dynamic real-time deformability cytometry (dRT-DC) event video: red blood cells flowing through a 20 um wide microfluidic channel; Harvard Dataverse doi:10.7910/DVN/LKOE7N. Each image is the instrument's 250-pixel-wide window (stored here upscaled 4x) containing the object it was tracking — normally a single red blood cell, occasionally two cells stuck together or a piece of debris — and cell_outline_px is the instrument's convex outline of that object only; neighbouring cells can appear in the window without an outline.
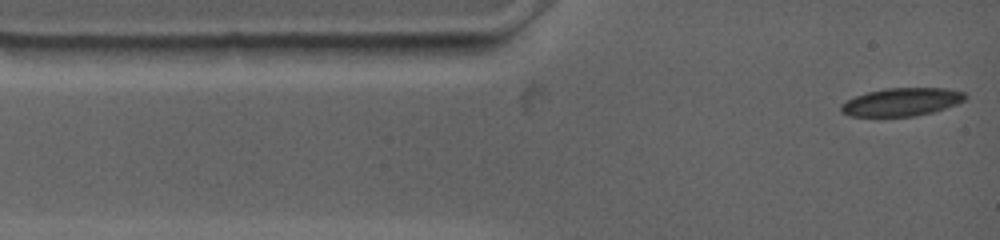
{"species": "common noctule bat (a hibernating species)", "species_latin": "Nyctalus noctula", "temperature_condition": "warm", "stored_images_in_passage": 38, "camera_frame_rate_fps": 4500, "um_per_image_px": 0.085, "animal": {"sex": "female", "body_mass_g": 19.0, "forearm_length_mm": 53.3}, "frame": {"image": 1, "passage_image": 1, "time_ms": 0.0, "image_size_px": [1000, 240], "cell_outline_px": [[968, 96], [964, 100], [956, 104], [932, 112], [916, 116], [852, 116], [840, 112], [840, 104], [856, 96], [868, 92], [884, 88], [944, 88], [964, 92]], "centroid_in_image_um": [76.63, 8.66], "position_along_channel_um": 8.4, "area_um2": 20.17}}
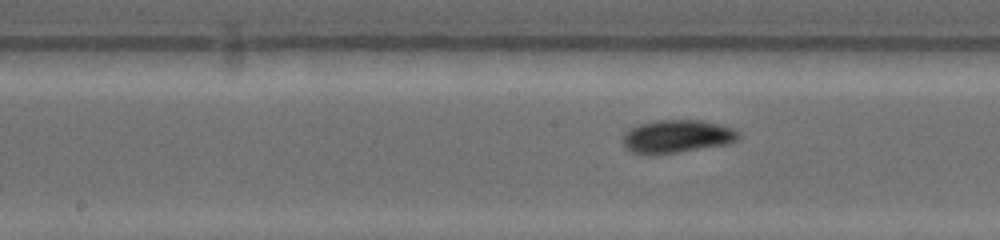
{"frame": {"image": 2, "passage_image": 16, "time_ms": 6.0, "image_size_px": [1000, 240], "cell_outline_px": [[740, 136], [732, 144], [680, 152], [648, 156], [644, 156], [632, 152], [624, 148], [624, 132], [628, 128], [652, 120], [700, 120], [732, 128], [740, 132]], "centroid_in_image_um": [57.51, 11.62], "position_along_channel_um": 190.7, "area_um2": 22.77}}
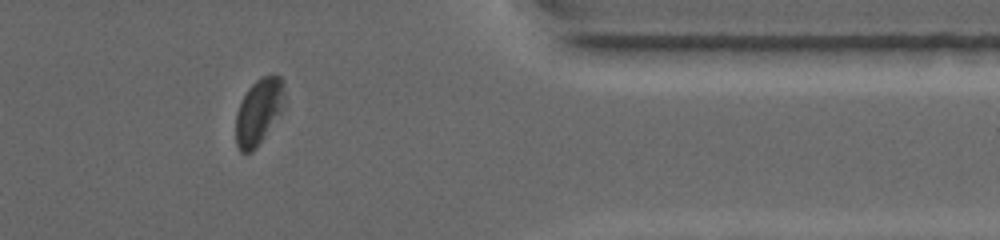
{"frame": {"image": 3, "passage_image": 31, "time_ms": 12.0, "image_size_px": [1000, 240], "cell_outline_px": [[284, 108], [256, 148], [252, 152], [240, 152], [236, 144], [236, 112], [248, 88], [260, 76], [280, 76], [284, 80]], "centroid_in_image_um": [22.0, 9.48], "position_along_channel_um": 389.4, "area_um2": 18.67}}